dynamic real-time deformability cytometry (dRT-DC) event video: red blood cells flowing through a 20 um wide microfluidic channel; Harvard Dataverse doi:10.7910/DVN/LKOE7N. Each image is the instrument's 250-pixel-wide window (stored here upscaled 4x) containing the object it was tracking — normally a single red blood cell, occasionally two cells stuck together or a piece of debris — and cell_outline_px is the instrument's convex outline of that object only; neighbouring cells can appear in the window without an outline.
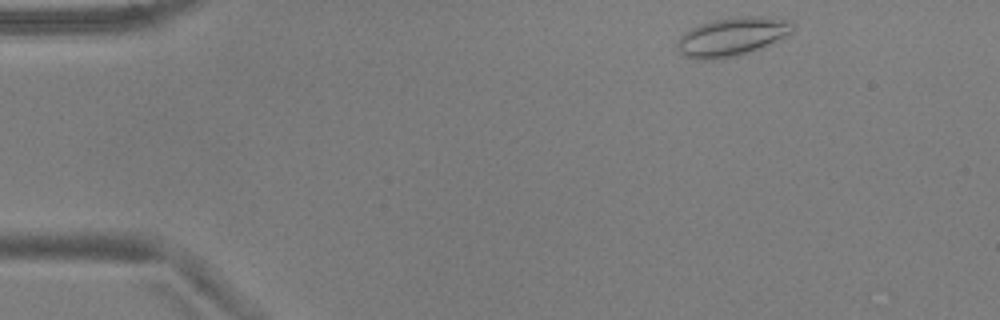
{"species": "common noctule bat (a hibernating species)", "species_latin": "Nyctalus noctula", "temperature_condition": "warm", "stored_images_in_passage": 49, "camera_frame_rate_fps": 3000, "um_per_image_px": 0.085, "animal": {"sex": "male", "body_mass_g": 17.9, "forearm_length_mm": 54.2}, "frame": {"image": 1, "passage_image": 2, "time_ms": 0.333, "image_size_px": [1000, 320], "cell_outline_px": [[796, 24], [792, 32], [760, 48], [736, 56], [704, 60], [700, 60], [684, 56], [676, 48], [676, 40], [684, 32], [700, 24], [716, 20], [736, 16], [764, 16], [788, 20]], "centroid_in_image_um": [62.2, 3.11], "position_along_channel_um": 22.8, "area_um2": 25.84}}
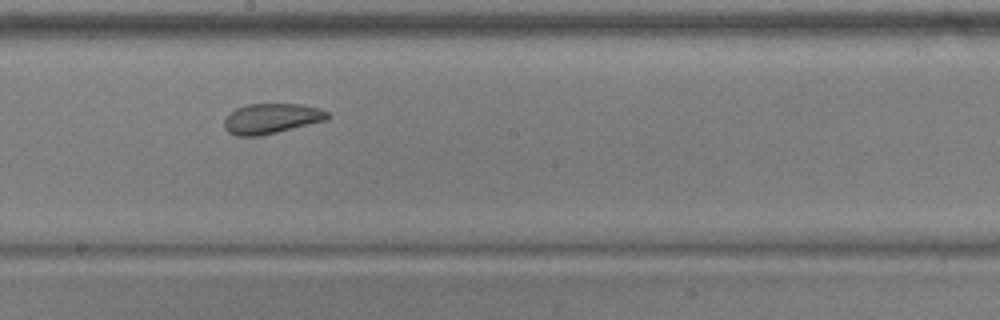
{"frame": {"image": 2, "passage_image": 25, "time_ms": 8.0, "image_size_px": [1000, 320], "cell_outline_px": [[332, 116], [328, 120], [260, 136], [236, 136], [228, 132], [224, 128], [224, 120], [236, 108], [248, 104], [300, 104], [320, 108], [328, 112]], "centroid_in_image_um": [23.11, 10.08], "position_along_channel_um": 225.1, "area_um2": 18.26}}
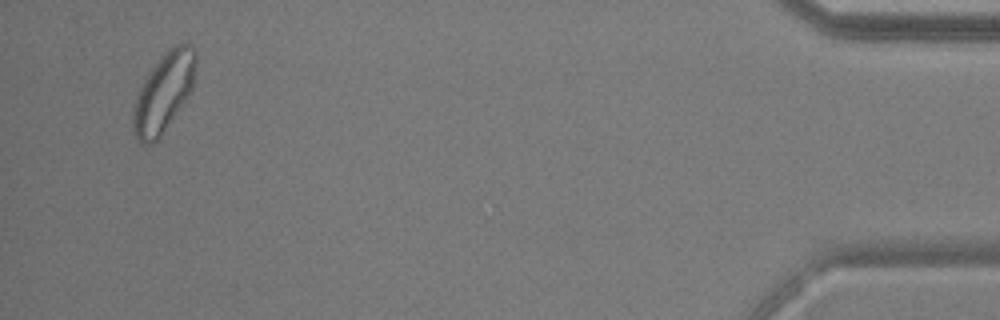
{"frame": {"image": 3, "passage_image": 47, "time_ms": 15.333, "image_size_px": [1000, 320], "cell_outline_px": [[196, 64], [192, 88], [160, 136], [152, 144], [140, 144], [136, 140], [132, 128], [132, 108], [136, 96], [148, 72], [160, 56], [168, 48], [180, 40], [188, 44], [196, 52]], "centroid_in_image_um": [13.88, 7.83], "position_along_channel_um": 421.3, "area_um2": 28.84}, "authors_computed_cell_mechanics": {"area_um2": 21.8484, "velocity_mm_per_s": 3.7008, "shape_relaxation_time_tau1_ms": null, "shape_relaxation_time_tau2_ms": 1.3707, "deformation_change_tau1": null, "deformation_change_tau2": 0.0724}}